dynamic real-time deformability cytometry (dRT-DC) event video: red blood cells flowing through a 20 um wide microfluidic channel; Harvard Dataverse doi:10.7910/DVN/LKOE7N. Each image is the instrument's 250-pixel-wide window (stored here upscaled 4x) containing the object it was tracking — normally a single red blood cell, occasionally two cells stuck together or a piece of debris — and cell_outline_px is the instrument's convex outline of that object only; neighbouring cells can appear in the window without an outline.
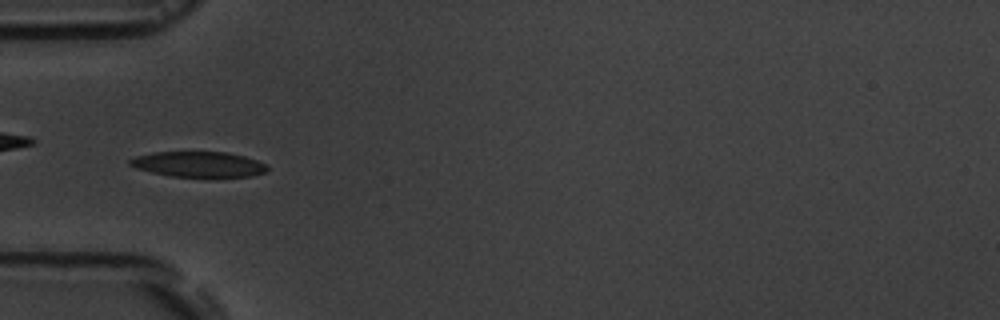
{"species": "common noctule bat (a hibernating species)", "species_latin": "Nyctalus noctula", "temperature_condition": "room temperature", "stored_images_in_passage": 6, "camera_frame_rate_fps": 3000, "um_per_image_px": 0.085, "animal": {"sex": "male", "body_mass_g": 19.5, "forearm_length_mm": 54.6}, "frame": {"image": 1, "passage_image": 5, "time_ms": 4.333, "image_size_px": [1000, 320], "cell_outline_px": [[268, 168], [264, 172], [252, 176], [172, 176], [152, 172], [136, 168], [128, 164], [128, 160], [136, 156], [152, 152], [228, 152], [244, 156], [268, 164]], "centroid_in_image_um": [16.87, 13.95], "position_along_channel_um": 68.1, "area_um2": 20.17}}
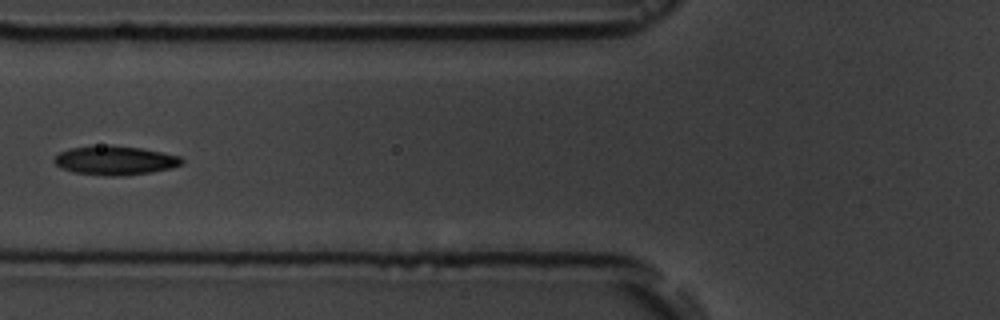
{"frame": {"image": 2, "passage_image": 6, "time_ms": 5.667, "image_size_px": [1000, 320], "cell_outline_px": [[184, 160], [180, 164], [172, 168], [152, 172], [120, 176], [108, 176], [76, 172], [60, 168], [52, 160], [60, 152], [68, 148], [108, 144], [140, 148], [180, 156]], "centroid_in_image_um": [9.76, 13.63], "position_along_channel_um": 116.0, "area_um2": 21.56}}